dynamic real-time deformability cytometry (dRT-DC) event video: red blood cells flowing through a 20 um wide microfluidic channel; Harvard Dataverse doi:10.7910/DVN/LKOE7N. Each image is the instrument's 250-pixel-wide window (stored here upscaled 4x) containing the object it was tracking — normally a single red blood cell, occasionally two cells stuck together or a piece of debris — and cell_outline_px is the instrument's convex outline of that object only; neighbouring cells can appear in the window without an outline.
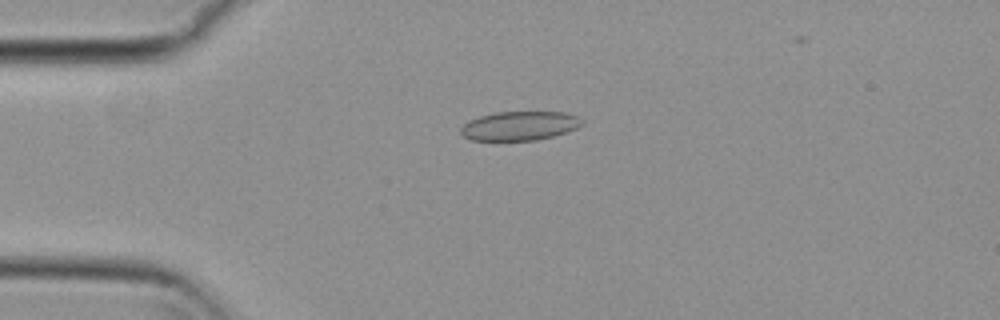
{"species": "common noctule bat (a hibernating species)", "species_latin": "Nyctalus noctula", "temperature_condition": "cold", "stored_images_in_passage": 18, "camera_frame_rate_fps": 3000, "um_per_image_px": 0.085, "animal": {"sex": "female", "body_mass_g": 29.2, "forearm_length_mm": 56.3}, "frame": {"image": 1, "passage_image": 12, "time_ms": 3.667, "image_size_px": [1000, 320], "cell_outline_px": [[584, 124], [576, 128], [552, 136], [536, 140], [472, 140], [464, 136], [460, 132], [460, 128], [468, 120], [480, 116], [496, 112], [568, 112], [584, 120]], "centroid_in_image_um": [44.17, 10.68], "position_along_channel_um": 40.8, "area_um2": 20.46}}
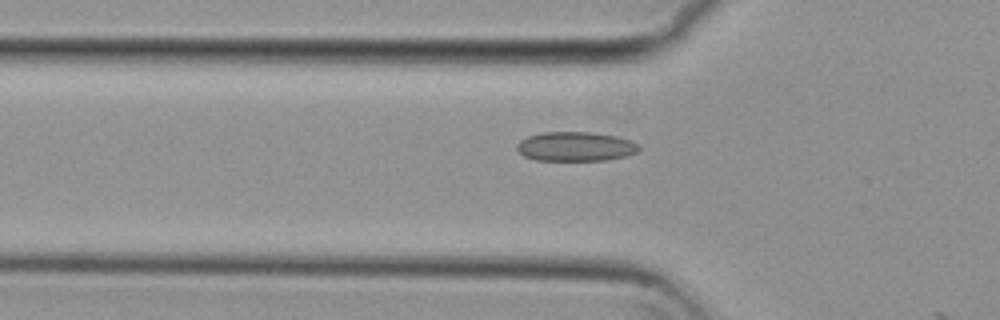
{"frame": {"image": 2, "passage_image": 17, "time_ms": 5.333, "image_size_px": [1000, 320], "cell_outline_px": [[640, 148], [636, 152], [624, 156], [608, 160], [536, 160], [524, 156], [516, 148], [516, 144], [520, 140], [528, 136], [544, 132], [592, 132], [616, 136], [632, 140], [640, 144]], "centroid_in_image_um": [48.93, 12.44], "position_along_channel_um": 76.9, "area_um2": 20.92}}